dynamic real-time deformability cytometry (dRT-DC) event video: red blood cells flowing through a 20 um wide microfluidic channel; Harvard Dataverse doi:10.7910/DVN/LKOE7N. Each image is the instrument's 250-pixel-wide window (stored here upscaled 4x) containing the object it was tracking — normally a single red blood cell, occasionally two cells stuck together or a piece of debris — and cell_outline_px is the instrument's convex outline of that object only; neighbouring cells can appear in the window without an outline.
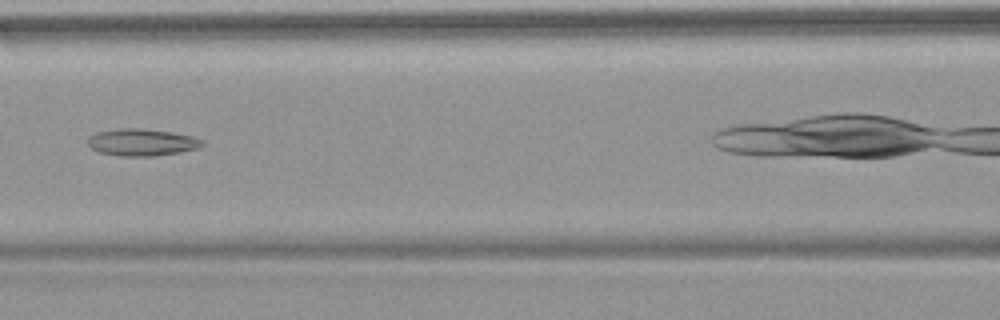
{"species": "common noctule bat (a hibernating species)", "species_latin": "Nyctalus noctula", "temperature_condition": "warm", "stored_images_in_passage": 5, "camera_frame_rate_fps": 3000, "um_per_image_px": 0.085, "animal": {"sex": "female", "body_mass_g": 18.4}, "frame": {"image": 1, "passage_image": 5, "time_ms": 4.333, "image_size_px": [1000, 320], "cell_outline_px": [[204, 144], [200, 148], [180, 152], [156, 156], [116, 156], [100, 152], [92, 148], [88, 144], [88, 136], [96, 132], [120, 128], [140, 128], [172, 132], [192, 136], [204, 140]], "centroid_in_image_um": [12.07, 12.1], "position_along_channel_um": 154.5, "area_um2": 18.21}}